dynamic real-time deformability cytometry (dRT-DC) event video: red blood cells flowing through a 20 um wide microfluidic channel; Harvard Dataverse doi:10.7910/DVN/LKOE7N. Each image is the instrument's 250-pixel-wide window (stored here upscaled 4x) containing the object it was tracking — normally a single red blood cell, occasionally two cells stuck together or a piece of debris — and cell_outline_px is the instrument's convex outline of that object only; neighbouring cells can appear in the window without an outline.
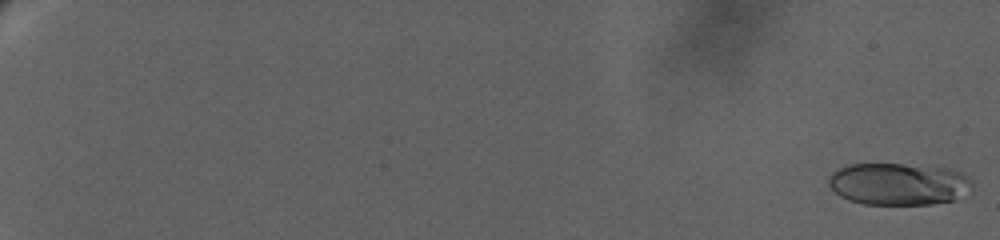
{"species": "human", "species_latin": "Homo sapiens", "temperature_condition": "warm", "stored_images_in_passage": 52, "camera_frame_rate_fps": 3000, "um_per_image_px": 0.085, "donor": {"sex": "female"}, "frame": {"image": 1, "passage_image": 1, "time_ms": 0.0, "image_size_px": [1000, 240], "cell_outline_px": [[972, 188], [952, 200], [932, 204], [864, 204], [848, 200], [840, 196], [828, 184], [828, 176], [832, 172], [848, 164], [900, 164], [948, 168], [960, 172], [968, 176], [972, 180]], "centroid_in_image_um": [76.35, 15.63], "position_along_channel_um": 8.6, "area_um2": 35.14}}
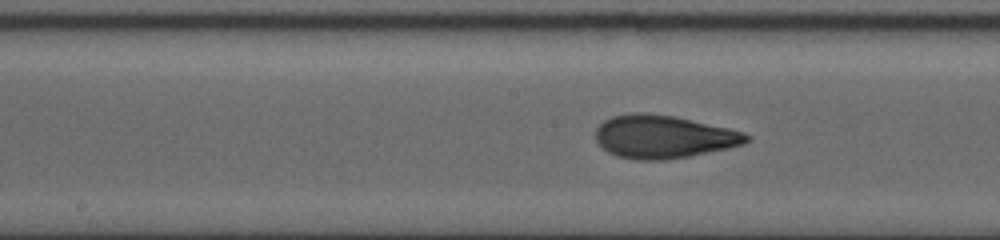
{"frame": {"image": 2, "passage_image": 29, "time_ms": 15.667, "image_size_px": [1000, 240], "cell_outline_px": [[752, 140], [744, 144], [728, 148], [688, 156], [664, 160], [636, 160], [616, 156], [608, 152], [596, 140], [596, 128], [604, 120], [612, 116], [632, 112], [648, 112], [676, 116], [728, 128], [744, 132], [752, 136]], "centroid_in_image_um": [56.41, 11.61], "position_along_channel_um": 191.8, "area_um2": 38.09}}
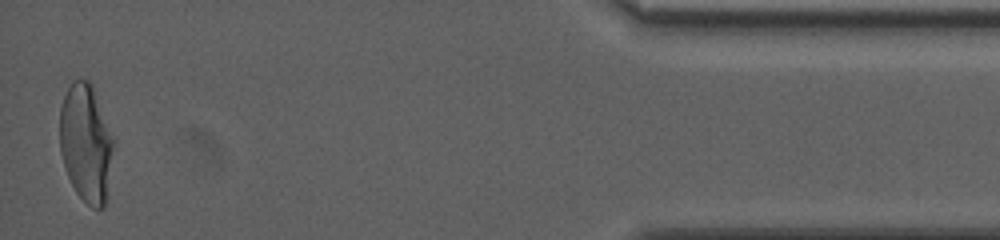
{"frame": {"image": 3, "passage_image": 52, "time_ms": 26.333, "image_size_px": [1000, 240], "cell_outline_px": [[116, 144], [108, 196], [104, 208], [92, 208], [76, 192], [68, 176], [60, 152], [60, 108], [64, 96], [72, 80], [88, 80], [92, 84], [116, 140]], "centroid_in_image_um": [7.37, 12.18], "position_along_channel_um": 427.8, "area_um2": 37.86}, "authors_computed_cell_mechanics": {"area_um2": 36.0672, "velocity_mm_per_s": 2.7796, "shape_relaxation_time_tau1_ms": 7.9562, "shape_relaxation_time_tau2_ms": 1.2696, "deformation_change_tau1": 0.2553, "deformation_change_tau2": 0.0698}}